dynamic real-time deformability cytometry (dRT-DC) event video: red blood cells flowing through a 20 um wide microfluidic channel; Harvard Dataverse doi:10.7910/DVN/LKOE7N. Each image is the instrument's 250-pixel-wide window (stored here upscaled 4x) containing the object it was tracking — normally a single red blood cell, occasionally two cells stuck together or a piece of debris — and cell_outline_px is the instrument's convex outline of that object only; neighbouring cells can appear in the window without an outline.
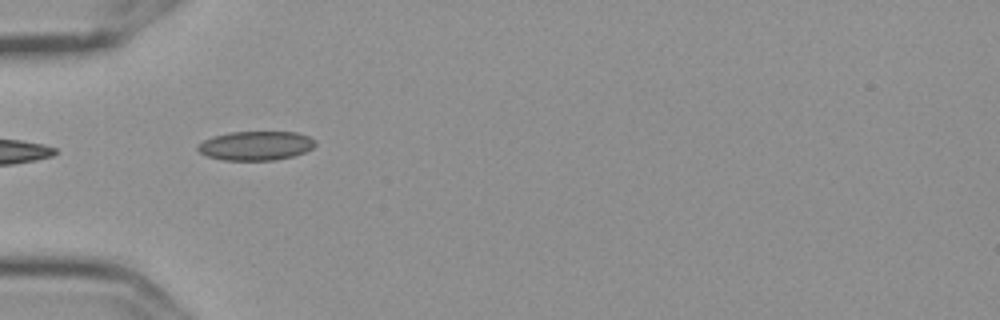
{"species": "Egyptian fruit bat (a non-hibernating species)", "species_latin": "Rousettus aegyptiacus", "temperature_condition": "cold", "stored_images_in_passage": 5, "camera_frame_rate_fps": 3000, "um_per_image_px": 0.085, "frame": {"image": 1, "passage_image": 4, "time_ms": 1.0, "image_size_px": [1000, 320], "cell_outline_px": [[316, 144], [312, 148], [304, 152], [292, 156], [276, 160], [224, 160], [208, 156], [200, 152], [196, 148], [204, 140], [212, 136], [232, 132], [296, 132], [308, 136], [316, 140]], "centroid_in_image_um": [21.76, 12.38], "position_along_channel_um": 63.2, "area_um2": 19.83}}
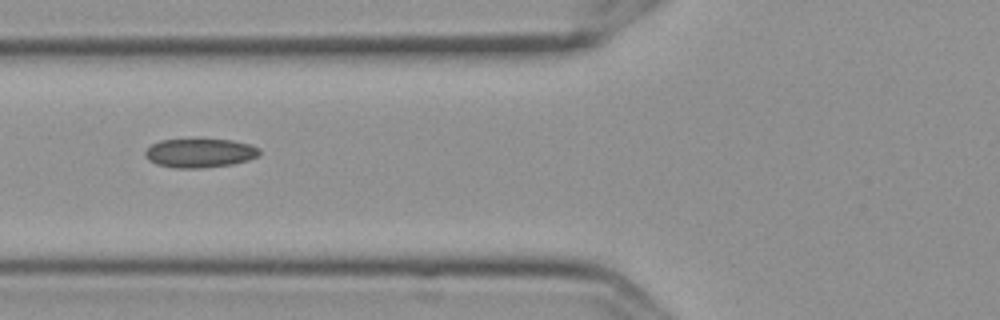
{"frame": {"image": 2, "passage_image": 5, "time_ms": 1.333, "image_size_px": [1000, 320], "cell_outline_px": [[260, 152], [256, 156], [248, 160], [232, 164], [200, 168], [172, 168], [156, 164], [148, 160], [144, 156], [144, 152], [152, 144], [160, 140], [232, 140], [252, 144], [260, 148]], "centroid_in_image_um": [16.97, 13.01], "position_along_channel_um": 108.8, "area_um2": 19.25}}